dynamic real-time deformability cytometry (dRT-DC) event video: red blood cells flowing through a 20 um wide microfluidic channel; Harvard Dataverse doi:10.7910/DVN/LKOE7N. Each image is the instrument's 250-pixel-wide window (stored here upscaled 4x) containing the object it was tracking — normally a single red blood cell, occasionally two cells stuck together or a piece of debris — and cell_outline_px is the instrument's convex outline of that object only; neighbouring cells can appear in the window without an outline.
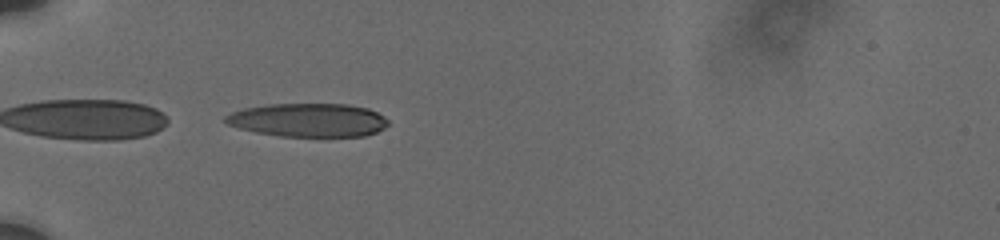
{"species": "human", "species_latin": "Homo sapiens", "temperature_condition": "cold", "stored_images_in_passage": 2, "camera_frame_rate_fps": 3000, "um_per_image_px": 0.085, "donor": {"sex": "male"}, "frame": {"image": 1, "passage_image": 1, "time_ms": 0.0, "image_size_px": [1000, 240], "cell_outline_px": [[388, 124], [384, 128], [376, 132], [364, 136], [280, 136], [256, 132], [240, 128], [228, 124], [224, 120], [224, 116], [232, 112], [244, 108], [268, 104], [348, 104], [368, 108], [384, 116], [388, 120]], "centroid_in_image_um": [26.21, 10.2], "position_along_channel_um": 58.8, "area_um2": 31.73}}